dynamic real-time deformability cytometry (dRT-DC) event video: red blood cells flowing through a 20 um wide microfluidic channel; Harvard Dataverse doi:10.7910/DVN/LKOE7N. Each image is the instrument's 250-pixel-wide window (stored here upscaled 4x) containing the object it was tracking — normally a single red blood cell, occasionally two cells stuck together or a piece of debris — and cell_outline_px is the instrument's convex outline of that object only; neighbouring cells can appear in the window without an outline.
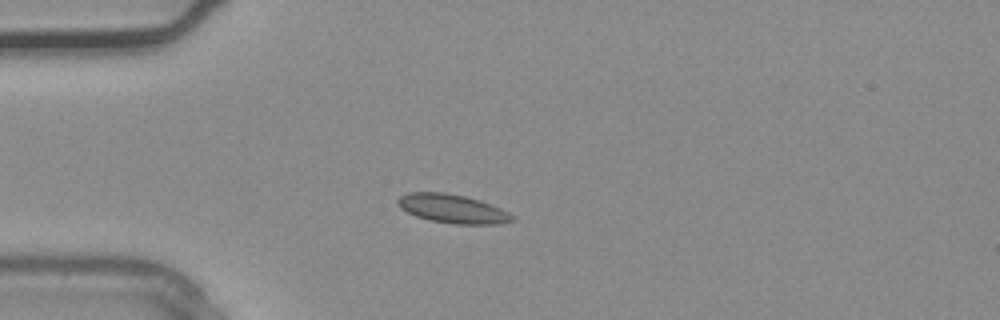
{"species": "common noctule bat (a hibernating species)", "species_latin": "Nyctalus noctula", "temperature_condition": "warm", "stored_images_in_passage": 2, "camera_frame_rate_fps": 3000, "um_per_image_px": 0.085, "animal": {"sex": "male", "body_mass_g": 20.4}, "frame": {"image": 1, "passage_image": 2, "time_ms": 0.333, "image_size_px": [1000, 320], "cell_outline_px": [[516, 220], [496, 224], [456, 224], [432, 220], [416, 216], [400, 208], [396, 204], [396, 200], [400, 196], [408, 192], [444, 192], [464, 196], [480, 200], [500, 208], [516, 216]], "centroid_in_image_um": [38.46, 17.73], "position_along_channel_um": 46.5, "area_um2": 19.19}}